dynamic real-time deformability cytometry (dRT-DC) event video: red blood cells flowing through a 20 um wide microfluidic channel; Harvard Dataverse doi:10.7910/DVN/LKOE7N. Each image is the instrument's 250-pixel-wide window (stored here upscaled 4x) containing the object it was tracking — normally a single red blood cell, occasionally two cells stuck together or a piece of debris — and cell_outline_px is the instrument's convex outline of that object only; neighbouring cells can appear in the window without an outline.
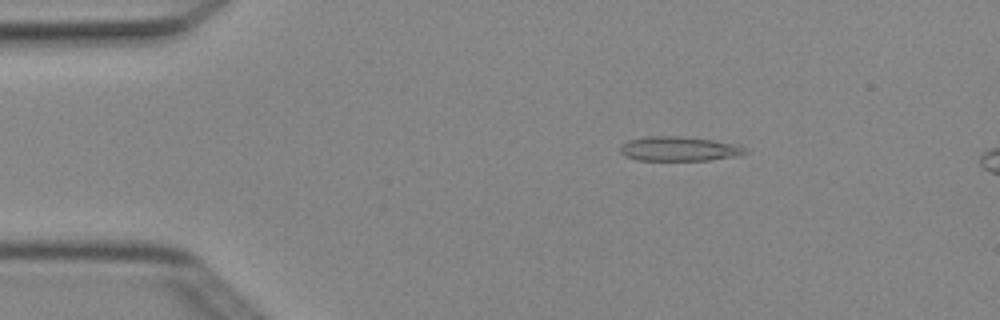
{"species": "Egyptian fruit bat (a non-hibernating species)", "species_latin": "Rousettus aegyptiacus", "temperature_condition": "cold", "stored_images_in_passage": 5, "camera_frame_rate_fps": 3000, "um_per_image_px": 0.085, "animal": {"sex": "female"}, "frame": {"image": 1, "passage_image": 3, "time_ms": 0.667, "image_size_px": [1000, 320], "cell_outline_px": [[748, 152], [736, 156], [712, 160], [636, 160], [624, 156], [620, 152], [620, 148], [628, 140], [648, 136], [680, 136], [712, 140], [740, 144]], "centroid_in_image_um": [57.73, 12.65], "position_along_channel_um": 27.3, "area_um2": 17.86}}